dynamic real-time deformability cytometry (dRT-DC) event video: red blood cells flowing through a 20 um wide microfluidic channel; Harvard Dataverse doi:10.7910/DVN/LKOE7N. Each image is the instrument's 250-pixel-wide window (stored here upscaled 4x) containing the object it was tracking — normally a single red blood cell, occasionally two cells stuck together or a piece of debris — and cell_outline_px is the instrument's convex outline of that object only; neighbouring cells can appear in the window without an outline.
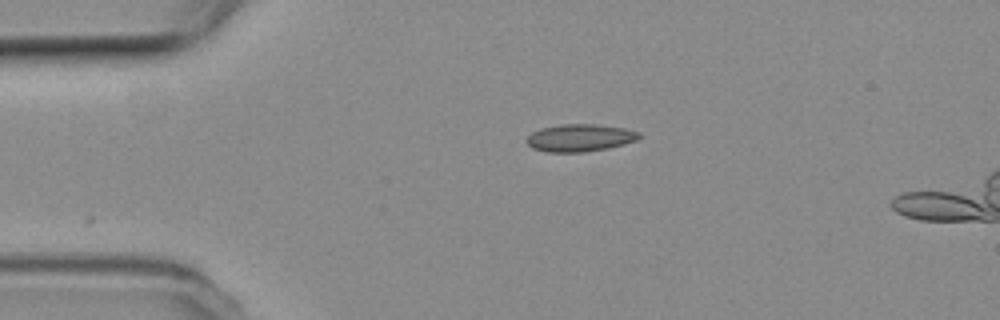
{"species": "common noctule bat (a hibernating species)", "species_latin": "Nyctalus noctula", "temperature_condition": "room temperature", "stored_images_in_passage": 6, "camera_frame_rate_fps": 3000, "um_per_image_px": 0.085, "animal": {"sex": "female", "body_mass_g": 19.3, "forearm_length_mm": 54.1}, "frame": {"image": 1, "passage_image": 1, "time_ms": 0.0, "image_size_px": [1000, 320], "cell_outline_px": [[640, 136], [636, 140], [624, 144], [608, 148], [584, 152], [548, 152], [532, 148], [524, 140], [532, 132], [540, 128], [560, 124], [596, 124], [624, 128], [640, 132]], "centroid_in_image_um": [49.26, 11.71], "position_along_channel_um": 35.7, "area_um2": 18.03}}